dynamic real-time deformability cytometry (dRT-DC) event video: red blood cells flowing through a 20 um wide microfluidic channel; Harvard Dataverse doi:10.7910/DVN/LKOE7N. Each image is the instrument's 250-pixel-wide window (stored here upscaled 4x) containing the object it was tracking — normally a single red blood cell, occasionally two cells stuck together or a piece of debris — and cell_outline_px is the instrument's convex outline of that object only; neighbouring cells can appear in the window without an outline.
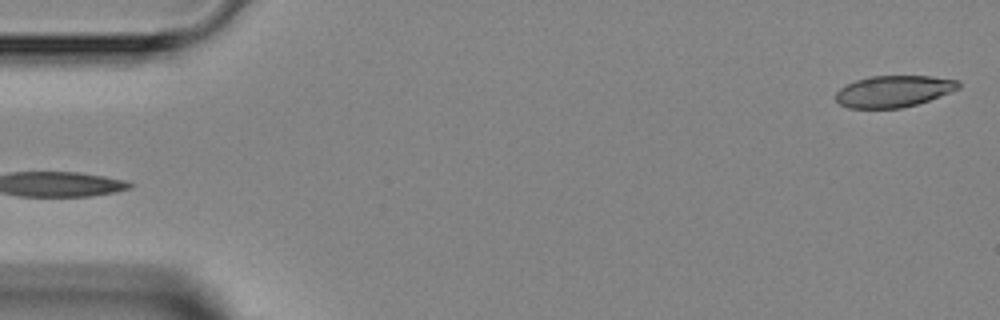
{"species": "Egyptian fruit bat (a non-hibernating species)", "species_latin": "Rousettus aegyptiacus", "temperature_condition": "room temperature", "stored_images_in_passage": 4, "segment_of_instrument_passage": [2, 2], "camera_frame_rate_fps": 3000, "um_per_image_px": 0.085, "animal": {"sex": "female"}, "frame": {"image": 1, "passage_image": 4, "time_ms": 3.667, "image_size_px": [1000, 320], "cell_outline_px": [[960, 88], [928, 100], [916, 104], [900, 108], [848, 108], [840, 104], [836, 100], [836, 92], [840, 88], [856, 80], [868, 76], [932, 76], [960, 80]], "centroid_in_image_um": [75.96, 7.75], "position_along_channel_um": 9.0, "area_um2": 22.48}}